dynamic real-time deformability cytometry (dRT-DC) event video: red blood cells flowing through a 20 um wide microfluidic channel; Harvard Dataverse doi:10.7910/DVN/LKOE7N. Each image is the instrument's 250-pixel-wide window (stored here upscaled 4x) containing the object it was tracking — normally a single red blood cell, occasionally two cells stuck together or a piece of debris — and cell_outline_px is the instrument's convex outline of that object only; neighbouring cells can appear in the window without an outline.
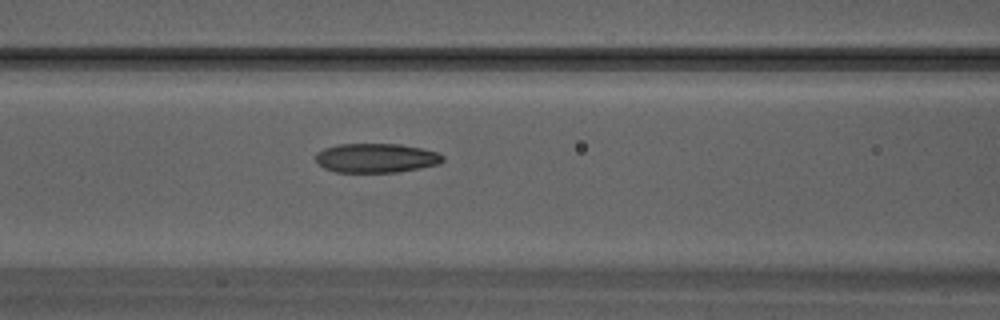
{"species": "Egyptian fruit bat (a non-hibernating species)", "species_latin": "Rousettus aegyptiacus", "temperature_condition": "warm", "stored_images_in_passage": 14, "camera_frame_rate_fps": 3000, "um_per_image_px": 0.085, "animal": {"sex": "male"}, "frame": {"image": 1, "passage_image": 8, "time_ms": 2.333, "image_size_px": [1000, 320], "cell_outline_px": [[444, 160], [440, 164], [420, 168], [396, 172], [336, 172], [324, 168], [316, 160], [316, 152], [324, 148], [340, 144], [400, 144], [424, 148], [436, 152], [444, 156]], "centroid_in_image_um": [32.0, 13.43], "position_along_channel_um": 134.6, "area_um2": 21.73}}
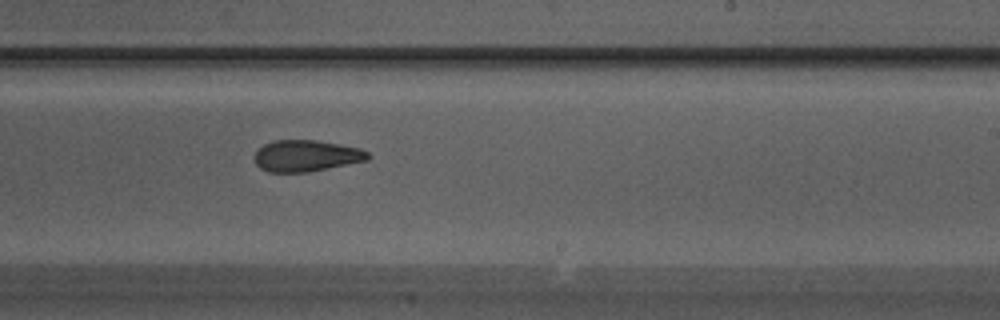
{"frame": {"image": 2, "passage_image": 14, "time_ms": 4.333, "image_size_px": [1000, 320], "cell_outline_px": [[372, 156], [368, 160], [308, 172], [268, 172], [260, 168], [256, 164], [256, 148], [272, 140], [316, 140], [340, 144], [360, 148], [368, 152]], "centroid_in_image_um": [26.03, 13.23], "position_along_channel_um": 263.0, "area_um2": 20.87}}